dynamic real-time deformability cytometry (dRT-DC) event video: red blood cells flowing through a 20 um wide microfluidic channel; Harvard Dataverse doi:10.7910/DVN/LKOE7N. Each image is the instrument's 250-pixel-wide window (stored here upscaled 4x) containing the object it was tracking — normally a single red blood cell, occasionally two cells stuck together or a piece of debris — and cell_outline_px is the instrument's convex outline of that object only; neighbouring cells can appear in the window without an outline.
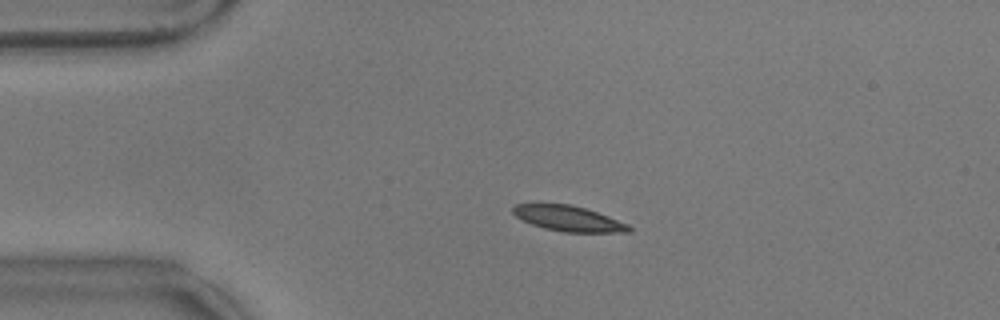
{"species": "common noctule bat (a hibernating species)", "species_latin": "Nyctalus noctula", "temperature_condition": "warm", "stored_images_in_passage": 15, "camera_frame_rate_fps": 3000, "um_per_image_px": 0.085, "animal": {"sex": "male", "body_mass_g": 17.9}, "frame": {"image": 1, "passage_image": 12, "time_ms": 3.667, "image_size_px": [1000, 320], "cell_outline_px": [[632, 232], [564, 232], [544, 228], [532, 224], [516, 216], [512, 212], [512, 208], [516, 204], [536, 200], [572, 204], [608, 216], [628, 224], [632, 228]], "centroid_in_image_um": [48.23, 18.51], "position_along_channel_um": 36.8, "area_um2": 17.8}}